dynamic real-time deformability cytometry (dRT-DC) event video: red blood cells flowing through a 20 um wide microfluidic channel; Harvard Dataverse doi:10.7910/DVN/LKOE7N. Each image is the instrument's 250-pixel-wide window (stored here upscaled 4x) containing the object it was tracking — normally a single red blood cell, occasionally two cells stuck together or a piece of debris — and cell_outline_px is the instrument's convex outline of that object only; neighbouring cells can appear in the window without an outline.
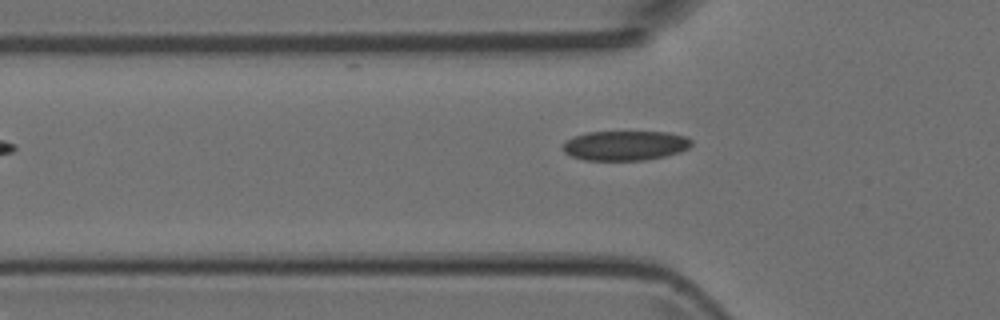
{"species": "Egyptian fruit bat (a non-hibernating species)", "species_latin": "Rousettus aegyptiacus", "temperature_condition": "room temperature", "stored_images_in_passage": 2, "camera_frame_rate_fps": 3000, "um_per_image_px": 0.085, "animal": {"sex": "female"}, "frame": {"image": 1, "passage_image": 2, "time_ms": 1.333, "image_size_px": [1000, 320], "cell_outline_px": [[692, 144], [688, 148], [680, 152], [664, 156], [644, 160], [584, 160], [572, 156], [564, 152], [560, 148], [560, 144], [564, 140], [572, 136], [588, 132], [668, 132], [684, 136], [692, 140]], "centroid_in_image_um": [53.07, 12.37], "position_along_channel_um": 72.7, "area_um2": 22.48}}